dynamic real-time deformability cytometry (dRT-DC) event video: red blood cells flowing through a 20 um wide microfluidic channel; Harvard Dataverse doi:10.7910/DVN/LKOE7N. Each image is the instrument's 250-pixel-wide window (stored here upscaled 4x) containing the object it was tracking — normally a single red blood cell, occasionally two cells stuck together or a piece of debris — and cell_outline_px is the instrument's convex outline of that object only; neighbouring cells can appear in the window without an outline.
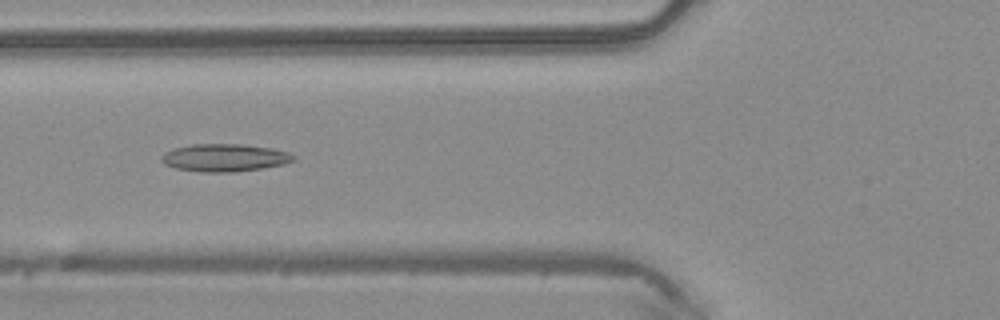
{"species": "common noctule bat (a hibernating species)", "species_latin": "Nyctalus noctula", "temperature_condition": "warm", "stored_images_in_passage": 6, "camera_frame_rate_fps": 3000, "um_per_image_px": 0.085, "animal": {"sex": "male", "body_mass_g": 20.4}, "frame": {"image": 1, "passage_image": 5, "time_ms": 1.333, "image_size_px": [1000, 320], "cell_outline_px": [[296, 160], [284, 164], [264, 168], [236, 172], [200, 172], [176, 168], [164, 164], [160, 160], [160, 156], [164, 152], [176, 148], [192, 144], [240, 144], [272, 148], [288, 152], [296, 156]], "centroid_in_image_um": [19.1, 13.41], "position_along_channel_um": 106.7, "area_um2": 21.44}}
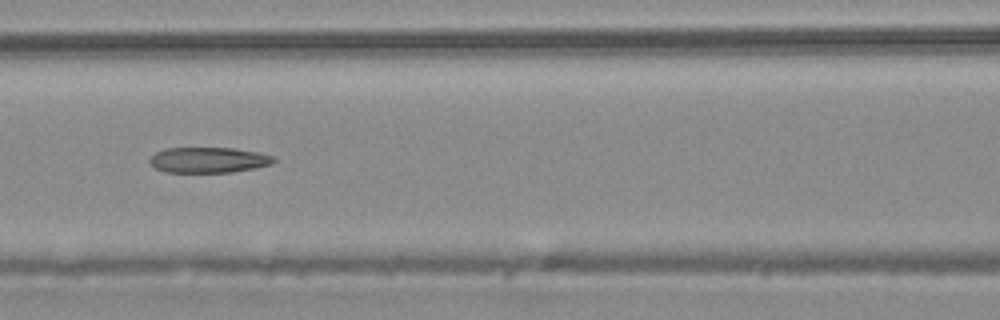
{"frame": {"image": 2, "passage_image": 6, "time_ms": 1.667, "image_size_px": [1000, 320], "cell_outline_px": [[276, 160], [272, 164], [256, 168], [232, 172], [168, 172], [156, 168], [148, 164], [148, 160], [156, 152], [168, 148], [232, 148], [256, 152], [276, 156]], "centroid_in_image_um": [17.74, 13.6], "position_along_channel_um": 148.9, "area_um2": 18.5}}